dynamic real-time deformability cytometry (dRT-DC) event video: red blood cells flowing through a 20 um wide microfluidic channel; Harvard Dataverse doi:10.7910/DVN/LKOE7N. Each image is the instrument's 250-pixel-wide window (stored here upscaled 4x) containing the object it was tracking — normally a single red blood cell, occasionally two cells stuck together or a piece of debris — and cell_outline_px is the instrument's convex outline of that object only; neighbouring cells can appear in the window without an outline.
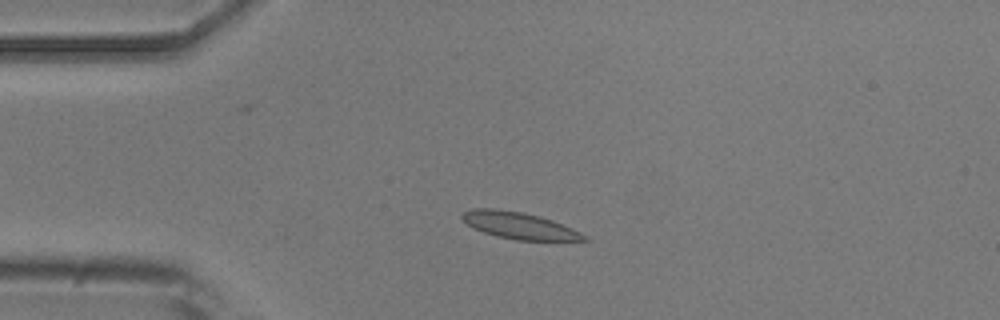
{"species": "common noctule bat (a hibernating species)", "species_latin": "Nyctalus noctula", "temperature_condition": "room temperature", "stored_images_in_passage": 4, "camera_frame_rate_fps": 3000, "um_per_image_px": 0.085, "animal": {"sex": "male", "body_mass_g": 20.5, "forearm_length_mm": 52.5}, "frame": {"image": 1, "passage_image": 3, "time_ms": 2.333, "image_size_px": [1000, 320], "cell_outline_px": [[592, 240], [516, 240], [496, 236], [472, 228], [460, 216], [464, 212], [472, 208], [496, 208], [524, 212], [540, 216], [552, 220], [572, 228], [588, 236]], "centroid_in_image_um": [44.13, 19.16], "position_along_channel_um": 40.9, "area_um2": 19.07}}